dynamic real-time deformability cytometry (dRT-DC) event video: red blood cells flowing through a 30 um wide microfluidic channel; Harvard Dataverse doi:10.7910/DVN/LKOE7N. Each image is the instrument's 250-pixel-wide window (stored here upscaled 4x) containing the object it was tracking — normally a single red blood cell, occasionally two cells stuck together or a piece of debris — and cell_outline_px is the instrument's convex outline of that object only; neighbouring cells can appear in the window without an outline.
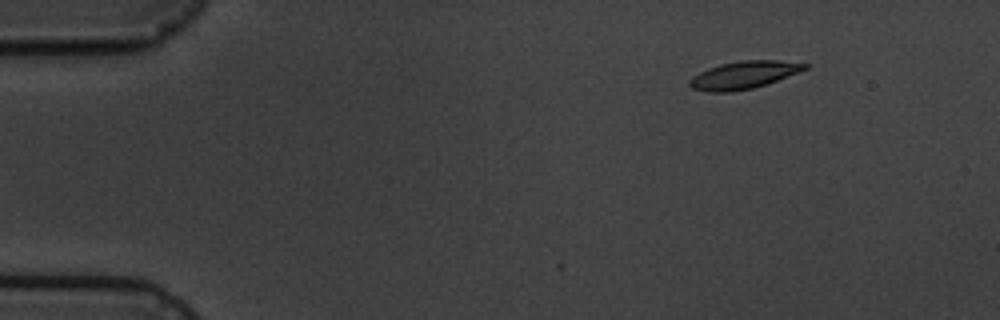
{"species": "common noctule bat (a hibernating species)", "species_latin": "Nyctalus noctula", "temperature_condition": "cold", "stored_images_in_passage": 5, "camera_frame_rate_fps": 3000, "um_per_image_px": 0.085, "animal": {"sex": "male", "body_mass_g": 19.5, "forearm_length_mm": 54.6}, "frame": {"image": 1, "passage_image": 2, "time_ms": 2.0, "image_size_px": [1000, 320], "cell_outline_px": [[808, 68], [800, 72], [768, 84], [752, 88], [732, 92], [708, 92], [692, 88], [688, 84], [688, 80], [692, 76], [708, 68], [720, 64], [740, 60], [776, 60], [808, 64]], "centroid_in_image_um": [63.21, 6.38], "position_along_channel_um": 21.8, "area_um2": 18.67}}
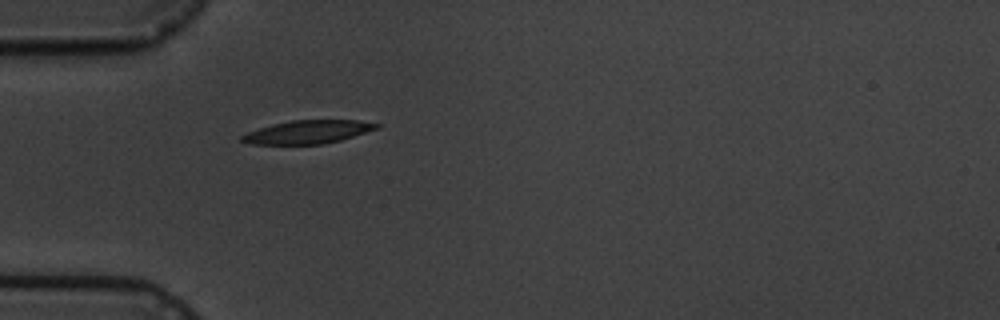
{"frame": {"image": 2, "passage_image": 5, "time_ms": 5.333, "image_size_px": [1000, 320], "cell_outline_px": [[380, 128], [340, 140], [324, 144], [248, 144], [240, 140], [240, 136], [248, 132], [272, 124], [292, 120], [360, 120], [380, 124]], "centroid_in_image_um": [26.18, 11.21], "position_along_channel_um": 58.8, "area_um2": 18.26}}